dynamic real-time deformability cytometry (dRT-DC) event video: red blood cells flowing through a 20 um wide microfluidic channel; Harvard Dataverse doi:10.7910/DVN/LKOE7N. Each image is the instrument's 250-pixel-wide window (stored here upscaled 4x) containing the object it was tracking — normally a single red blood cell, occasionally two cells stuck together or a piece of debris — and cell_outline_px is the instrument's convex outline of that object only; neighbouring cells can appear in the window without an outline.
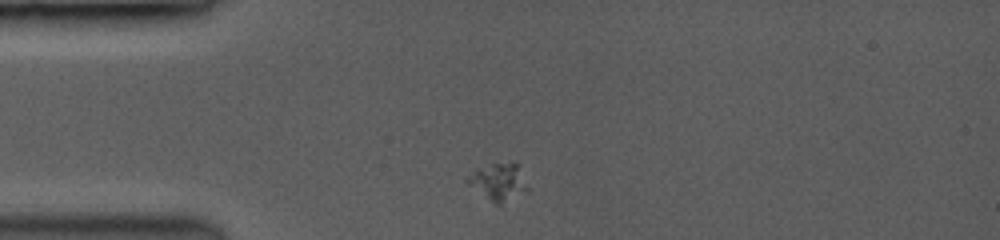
{"species": "common noctule bat (a hibernating species)", "species_latin": "Nyctalus noctula", "temperature_condition": "room temperature", "stored_images_in_passage": 29, "camera_frame_rate_fps": 3500, "um_per_image_px": 0.085, "animal": {"sex": "female", "body_mass_g": 19.0, "forearm_length_mm": 53.3}, "frame": {"image": 1, "passage_image": 1, "time_ms": 0.0, "image_size_px": [1000, 240], "cell_outline_px": [[528, 192], [504, 208], [500, 208], [468, 184], [464, 180], [476, 172], [492, 164], [516, 164], [528, 188]], "centroid_in_image_um": [42.44, 15.62], "position_along_channel_um": 42.6, "area_um2": 12.89}}
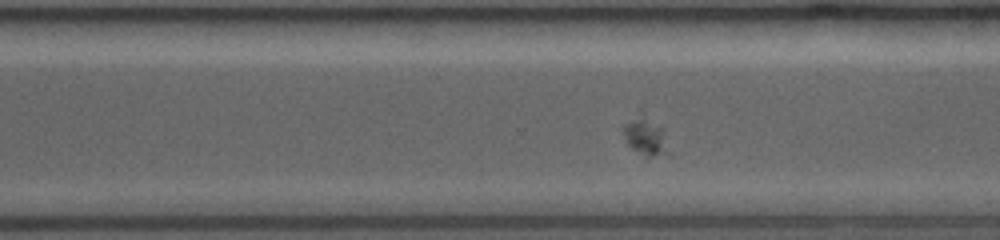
{"frame": {"image": 2, "passage_image": 20, "time_ms": 7.429, "image_size_px": [1000, 240], "cell_outline_px": [[672, 156], [644, 156], [632, 148], [624, 140], [620, 128], [620, 124], [640, 108], [664, 128]], "centroid_in_image_um": [54.85, 11.48], "position_along_channel_um": 315.7, "area_um2": 11.5}}
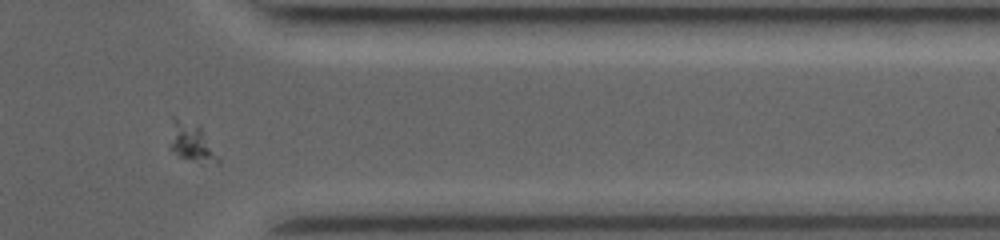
{"frame": {"image": 3, "passage_image": 26, "time_ms": 9.429, "image_size_px": [1000, 240], "cell_outline_px": [[220, 164], [180, 156], [168, 148], [168, 144], [172, 116], [176, 116], [196, 124], [200, 128], [220, 160]], "centroid_in_image_um": [16.18, 12.02], "position_along_channel_um": 395.2, "area_um2": 10.52}}